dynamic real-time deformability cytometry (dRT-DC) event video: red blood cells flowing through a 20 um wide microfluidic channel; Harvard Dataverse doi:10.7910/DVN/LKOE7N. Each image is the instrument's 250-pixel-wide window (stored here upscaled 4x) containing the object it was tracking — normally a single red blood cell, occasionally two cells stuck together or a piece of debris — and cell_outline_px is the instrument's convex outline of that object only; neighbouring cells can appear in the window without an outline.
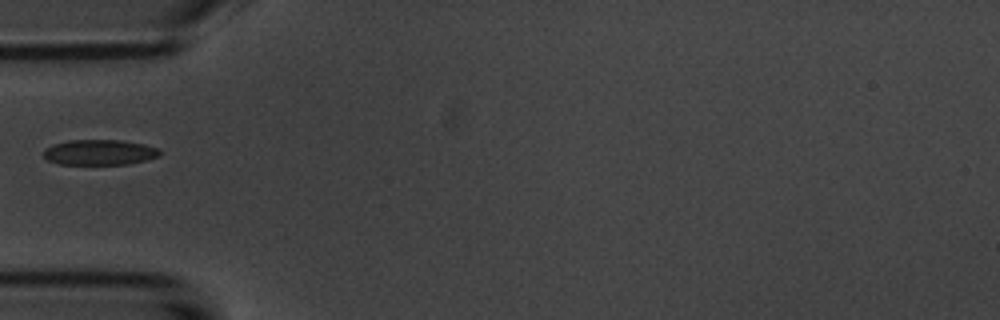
{"species": "common noctule bat (a hibernating species)", "species_latin": "Nyctalus noctula", "temperature_condition": "room temperature", "stored_images_in_passage": 6, "camera_frame_rate_fps": 3000, "um_per_image_px": 0.085, "animal": {"sex": "male", "body_mass_g": 20.1, "forearm_length_mm": 53.5}, "frame": {"image": 1, "passage_image": 5, "time_ms": 5.667, "image_size_px": [1000, 320], "cell_outline_px": [[160, 156], [128, 164], [60, 164], [48, 160], [44, 156], [44, 148], [56, 144], [72, 140], [120, 140], [144, 144], [160, 148]], "centroid_in_image_um": [8.49, 12.94], "position_along_channel_um": 76.5, "area_um2": 17.05}}